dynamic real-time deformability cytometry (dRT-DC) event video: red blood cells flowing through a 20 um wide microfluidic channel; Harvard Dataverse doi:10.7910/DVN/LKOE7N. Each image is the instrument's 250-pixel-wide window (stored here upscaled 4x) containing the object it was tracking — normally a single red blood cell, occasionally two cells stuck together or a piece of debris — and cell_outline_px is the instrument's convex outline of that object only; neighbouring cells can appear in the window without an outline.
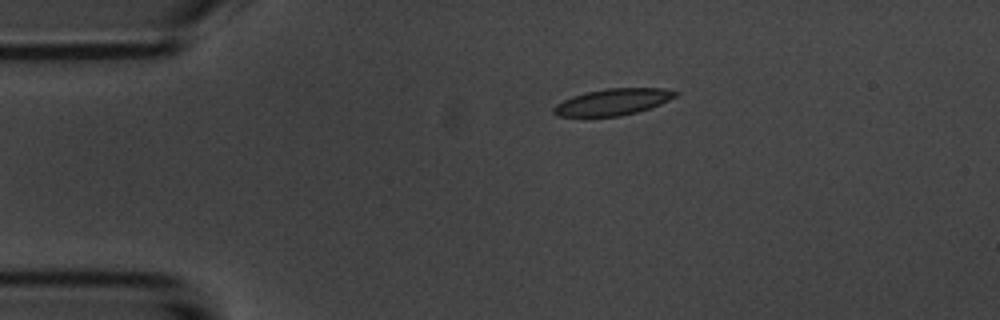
{"species": "common noctule bat (a hibernating species)", "species_latin": "Nyctalus noctula", "temperature_condition": "room temperature", "stored_images_in_passage": 6, "camera_frame_rate_fps": 3000, "um_per_image_px": 0.085, "animal": {"sex": "male", "body_mass_g": 20.1, "forearm_length_mm": 53.5}, "frame": {"image": 1, "passage_image": 3, "time_ms": 2.333, "image_size_px": [1000, 320], "cell_outline_px": [[680, 92], [676, 96], [660, 104], [636, 112], [620, 116], [556, 116], [552, 112], [552, 108], [556, 104], [572, 96], [604, 88], [664, 88]], "centroid_in_image_um": [52.08, 8.66], "position_along_channel_um": 32.9, "area_um2": 18.67}}
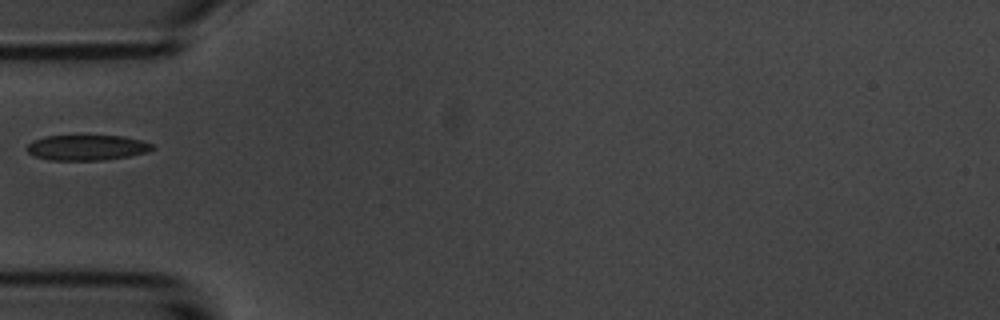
{"frame": {"image": 2, "passage_image": 5, "time_ms": 4.667, "image_size_px": [1000, 320], "cell_outline_px": [[156, 148], [148, 152], [128, 156], [104, 160], [48, 160], [36, 156], [28, 152], [24, 148], [32, 140], [44, 136], [124, 136], [140, 140], [152, 144]], "centroid_in_image_um": [7.37, 12.54], "position_along_channel_um": 77.6, "area_um2": 18.61}}